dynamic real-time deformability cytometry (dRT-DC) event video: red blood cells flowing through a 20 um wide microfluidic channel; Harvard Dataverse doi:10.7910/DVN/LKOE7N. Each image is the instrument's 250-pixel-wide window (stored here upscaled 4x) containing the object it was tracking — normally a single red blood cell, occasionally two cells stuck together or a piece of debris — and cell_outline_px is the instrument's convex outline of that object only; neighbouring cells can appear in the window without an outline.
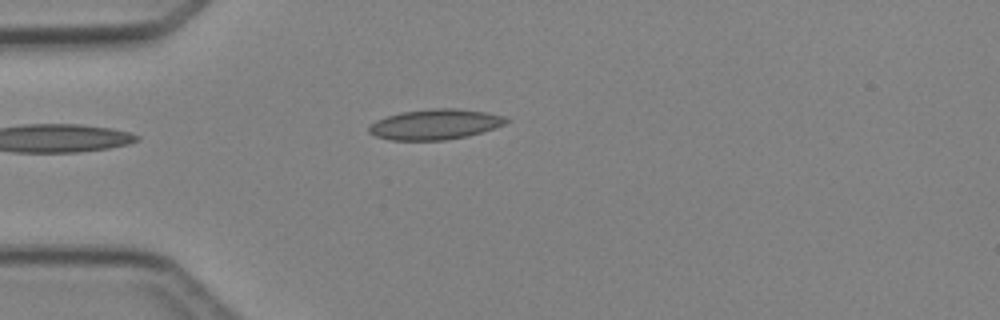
{"species": "Egyptian fruit bat (a non-hibernating species)", "species_latin": "Rousettus aegyptiacus", "temperature_condition": "cold", "stored_images_in_passage": 3, "camera_frame_rate_fps": 3000, "um_per_image_px": 0.085, "animal": {"sex": "female"}, "frame": {"image": 1, "passage_image": 3, "time_ms": 3.333, "image_size_px": [1000, 320], "cell_outline_px": [[512, 120], [504, 124], [468, 136], [444, 140], [392, 140], [376, 136], [368, 132], [368, 128], [376, 120], [400, 112], [432, 108], [456, 108], [488, 112], [504, 116]], "centroid_in_image_um": [37.0, 10.56], "position_along_channel_um": 48.0, "area_um2": 24.22}}